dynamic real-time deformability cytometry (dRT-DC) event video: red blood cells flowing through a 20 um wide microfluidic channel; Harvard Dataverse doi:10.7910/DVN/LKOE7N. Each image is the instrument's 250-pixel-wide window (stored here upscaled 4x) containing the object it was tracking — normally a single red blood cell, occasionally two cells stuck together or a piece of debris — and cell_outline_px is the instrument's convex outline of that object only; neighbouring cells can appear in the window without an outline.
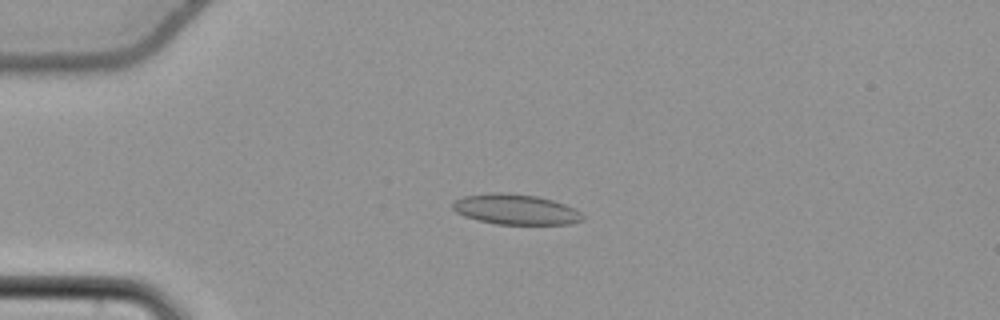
{"species": "common noctule bat (a hibernating species)", "species_latin": "Nyctalus noctula", "temperature_condition": "cold", "stored_images_in_passage": 56, "camera_frame_rate_fps": 3000, "um_per_image_px": 0.085, "animal": {"sex": "female", "body_mass_g": 22.7, "forearm_length_mm": 54.2}, "frame": {"image": 1, "passage_image": 15, "time_ms": 4.667, "image_size_px": [1000, 320], "cell_outline_px": [[584, 220], [568, 224], [496, 224], [464, 216], [456, 212], [452, 208], [452, 204], [456, 200], [464, 196], [492, 192], [504, 192], [536, 196], [552, 200], [576, 208], [584, 216]], "centroid_in_image_um": [43.84, 17.79], "position_along_channel_um": 41.2, "area_um2": 22.95}}
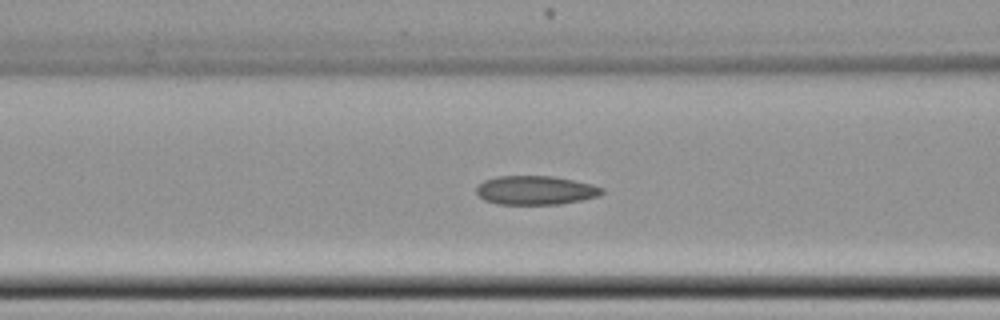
{"frame": {"image": 2, "passage_image": 24, "time_ms": 7.667, "image_size_px": [1000, 320], "cell_outline_px": [[604, 192], [596, 196], [580, 200], [560, 204], [496, 204], [484, 200], [476, 192], [476, 188], [484, 180], [496, 176], [552, 176], [592, 184], [604, 188]], "centroid_in_image_um": [45.5, 16.17], "position_along_channel_um": 121.1, "area_um2": 21.04}}
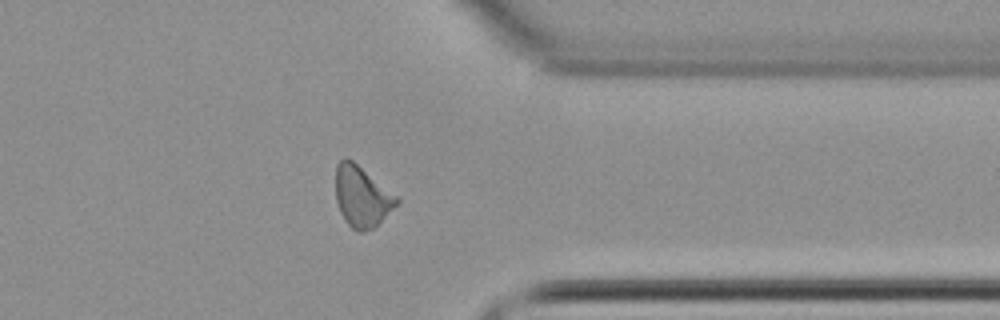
{"frame": {"image": 3, "passage_image": 45, "time_ms": 14.667, "image_size_px": [1000, 320], "cell_outline_px": [[400, 200], [372, 228], [360, 232], [356, 232], [344, 220], [340, 212], [336, 200], [336, 164], [340, 160], [352, 160], [396, 196]], "centroid_in_image_um": [30.71, 16.72], "position_along_channel_um": 380.7, "area_um2": 20.87}, "authors_computed_cell_mechanics": {"area_um2": 21.7617, "velocity_mm_per_s": 3.8031, "shape_relaxation_time_tau1_ms": null, "shape_relaxation_time_tau2_ms": 3.1216, "deformation_change_tau1": null, "deformation_change_tau2": 0.0785}}